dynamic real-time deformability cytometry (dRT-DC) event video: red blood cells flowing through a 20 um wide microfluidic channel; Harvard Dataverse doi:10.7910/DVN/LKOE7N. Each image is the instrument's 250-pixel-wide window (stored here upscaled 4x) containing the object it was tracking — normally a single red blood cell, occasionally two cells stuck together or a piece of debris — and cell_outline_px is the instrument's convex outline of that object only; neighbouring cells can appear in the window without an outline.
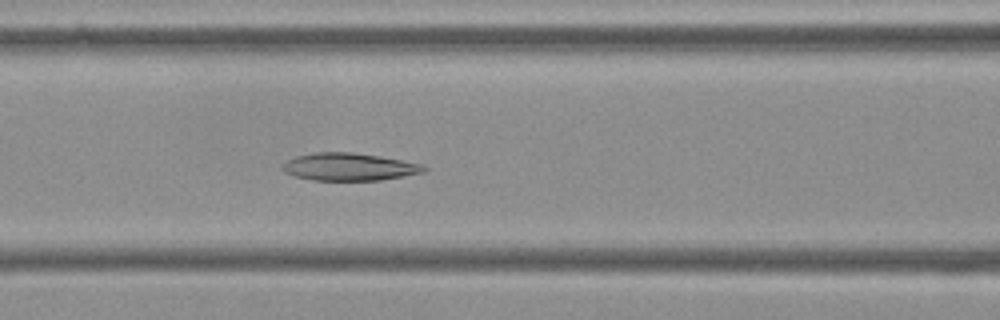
{"species": "Egyptian fruit bat (a non-hibernating species)", "species_latin": "Rousettus aegyptiacus", "temperature_condition": "cold", "stored_images_in_passage": 55, "camera_frame_rate_fps": 3000, "um_per_image_px": 0.085, "frame": {"image": 1, "passage_image": 23, "time_ms": 7.333, "image_size_px": [1000, 320], "cell_outline_px": [[428, 168], [424, 172], [404, 176], [380, 180], [312, 180], [296, 176], [284, 172], [280, 168], [288, 160], [296, 156], [316, 152], [352, 152], [380, 156], [420, 164]], "centroid_in_image_um": [29.66, 14.18], "position_along_channel_um": 136.9, "area_um2": 22.54}}
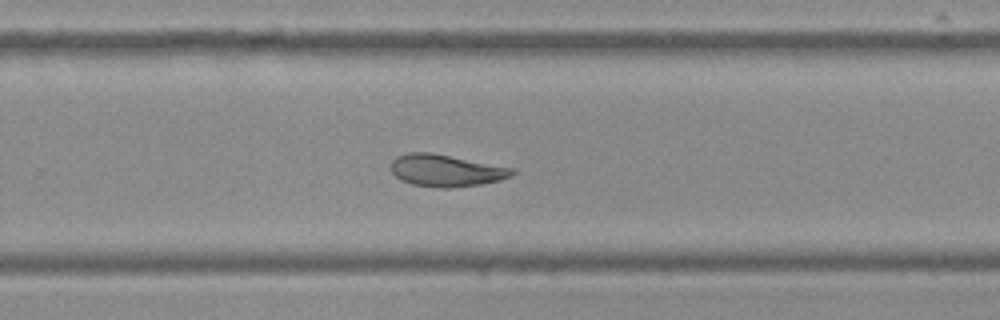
{"frame": {"image": 2, "passage_image": 36, "time_ms": 11.667, "image_size_px": [1000, 320], "cell_outline_px": [[516, 172], [512, 176], [500, 180], [480, 184], [452, 188], [440, 188], [412, 184], [400, 180], [392, 172], [392, 160], [396, 156], [408, 152], [432, 152], [516, 168]], "centroid_in_image_um": [37.94, 14.48], "position_along_channel_um": 291.9, "area_um2": 22.89}}
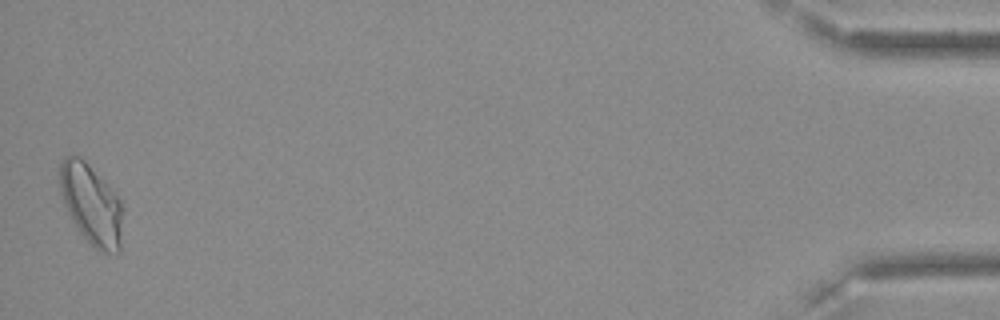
{"frame": {"image": 3, "passage_image": 55, "time_ms": 18.0, "image_size_px": [1000, 320], "cell_outline_px": [[124, 212], [120, 252], [100, 252], [80, 232], [72, 220], [64, 204], [60, 192], [60, 164], [64, 156], [72, 152], [80, 156], [84, 160], [120, 200], [124, 208]], "centroid_in_image_um": [7.77, 17.36], "position_along_channel_um": 427.4, "area_um2": 29.42}, "authors_computed_cell_mechanics": {"area_um2": 24.2182, "velocity_mm_per_s": 3.5757, "shape_relaxation_time_tau1_ms": null, "shape_relaxation_time_tau2_ms": 7.4792, "deformation_change_tau1": null, "deformation_change_tau2": 0.1436}}